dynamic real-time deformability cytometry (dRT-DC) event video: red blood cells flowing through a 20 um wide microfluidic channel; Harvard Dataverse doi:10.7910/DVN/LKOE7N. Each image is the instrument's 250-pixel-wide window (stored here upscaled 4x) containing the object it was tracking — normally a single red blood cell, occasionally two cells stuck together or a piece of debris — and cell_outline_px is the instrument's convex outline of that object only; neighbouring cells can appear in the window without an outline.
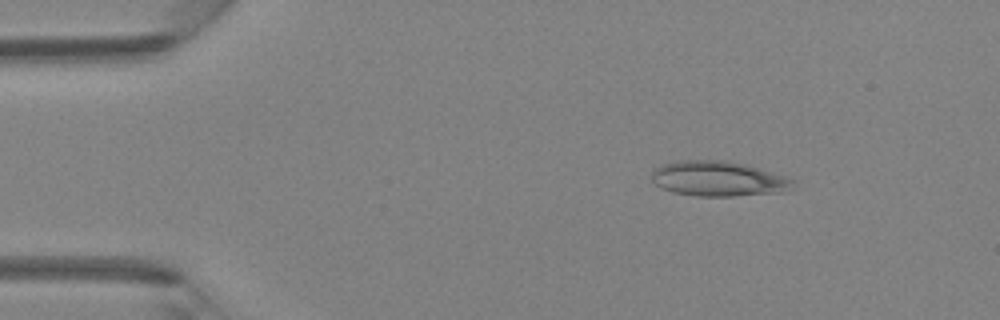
{"species": "Egyptian fruit bat (a non-hibernating species)", "species_latin": "Rousettus aegyptiacus", "temperature_condition": "room temperature", "stored_images_in_passage": 4, "camera_frame_rate_fps": 3000, "um_per_image_px": 0.085, "animal": {"sex": "female"}, "frame": {"image": 1, "passage_image": 2, "time_ms": 0.333, "image_size_px": [1000, 320], "cell_outline_px": [[796, 180], [792, 188], [780, 192], [736, 196], [696, 196], [672, 192], [656, 184], [652, 180], [652, 172], [656, 168], [664, 164], [680, 160], [728, 160], [744, 164], [784, 176]], "centroid_in_image_um": [61.06, 15.19], "position_along_channel_um": 23.9, "area_um2": 28.73}}